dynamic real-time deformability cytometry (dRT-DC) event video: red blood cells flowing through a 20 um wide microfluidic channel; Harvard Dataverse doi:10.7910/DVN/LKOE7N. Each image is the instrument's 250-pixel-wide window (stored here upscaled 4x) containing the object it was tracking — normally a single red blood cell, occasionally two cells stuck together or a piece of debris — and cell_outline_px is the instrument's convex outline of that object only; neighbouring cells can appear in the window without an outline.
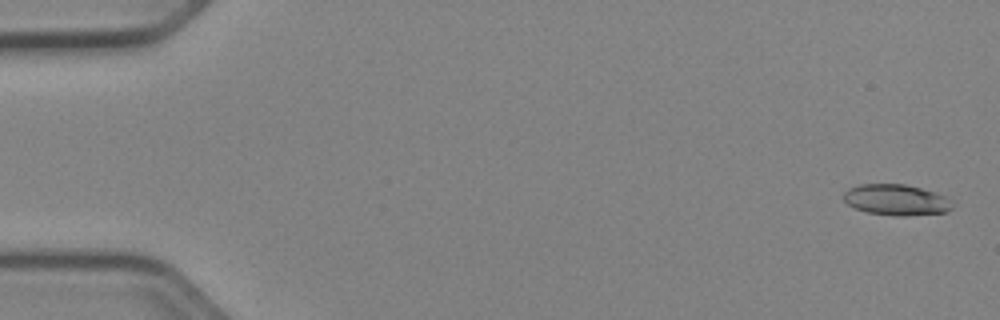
{"species": "Egyptian fruit bat (a non-hibernating species)", "species_latin": "Rousettus aegyptiacus", "temperature_condition": "cold", "stored_images_in_passage": 52, "camera_frame_rate_fps": 3000, "um_per_image_px": 0.085, "animal": {"sex": "female"}, "frame": {"image": 1, "passage_image": 2, "time_ms": 0.333, "image_size_px": [1000, 320], "cell_outline_px": [[952, 208], [948, 212], [908, 216], [896, 216], [868, 212], [856, 208], [848, 204], [844, 200], [844, 192], [848, 188], [860, 184], [904, 184], [936, 192], [952, 200]], "centroid_in_image_um": [76.21, 16.99], "position_along_channel_um": 8.8, "area_um2": 19.65}}
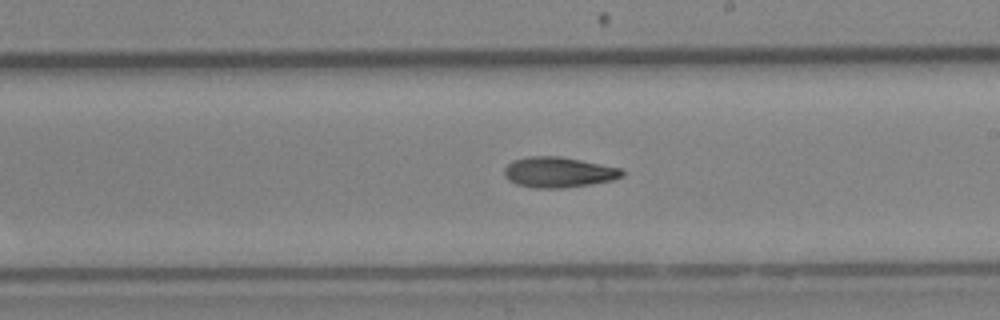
{"frame": {"image": 2, "passage_image": 31, "time_ms": 10.0, "image_size_px": [1000, 320], "cell_outline_px": [[624, 176], [612, 180], [592, 184], [564, 188], [532, 188], [516, 184], [508, 180], [504, 176], [504, 168], [512, 160], [528, 156], [560, 156], [624, 168]], "centroid_in_image_um": [47.48, 14.64], "position_along_channel_um": 241.5, "area_um2": 21.27}}
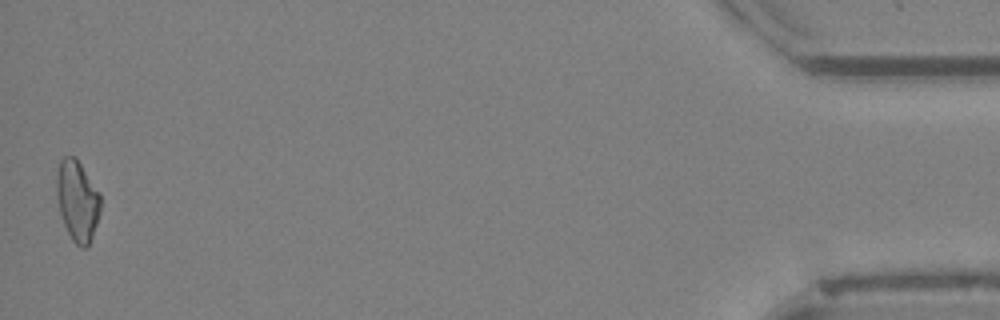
{"frame": {"image": 3, "passage_image": 52, "time_ms": 17.0, "image_size_px": [1000, 320], "cell_outline_px": [[100, 212], [92, 236], [88, 244], [84, 248], [80, 248], [72, 240], [64, 224], [60, 212], [56, 196], [56, 172], [60, 160], [64, 156], [76, 156], [100, 192]], "centroid_in_image_um": [6.57, 17.01], "position_along_channel_um": 428.6, "area_um2": 20.81}, "authors_computed_cell_mechanics": {"area_um2": 20.2878, "velocity_mm_per_s": 3.9646, "shape_relaxation_time_tau1_ms": 7.8277, "shape_relaxation_time_tau2_ms": 7.9922, "deformation_change_tau1": 0.1969, "deformation_change_tau2": 0.1896}}